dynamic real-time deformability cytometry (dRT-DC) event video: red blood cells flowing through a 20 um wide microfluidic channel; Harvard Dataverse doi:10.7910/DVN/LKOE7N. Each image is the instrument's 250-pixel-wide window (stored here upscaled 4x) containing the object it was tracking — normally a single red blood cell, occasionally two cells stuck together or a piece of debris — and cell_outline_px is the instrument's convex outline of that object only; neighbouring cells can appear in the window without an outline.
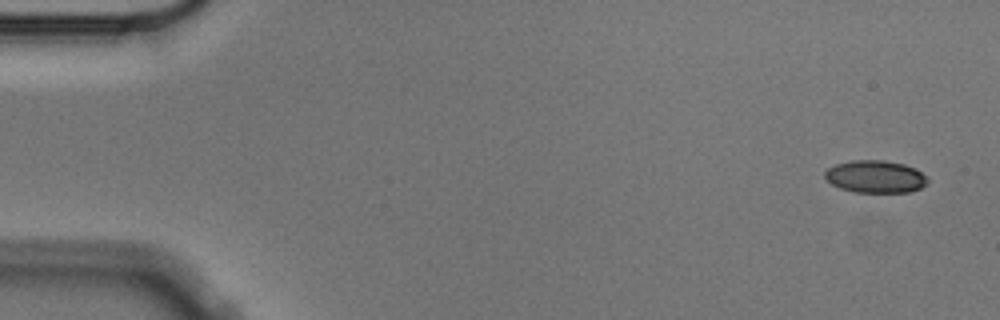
{"species": "Egyptian fruit bat (a non-hibernating species)", "species_latin": "Rousettus aegyptiacus", "temperature_condition": "cold", "stored_images_in_passage": 5, "camera_frame_rate_fps": 3000, "um_per_image_px": 0.085, "animal": {"sex": "male"}, "frame": {"image": 1, "passage_image": 1, "time_ms": 0.0, "image_size_px": [1000, 320], "cell_outline_px": [[928, 184], [920, 188], [908, 192], [856, 192], [840, 188], [832, 184], [824, 176], [824, 172], [828, 168], [836, 164], [852, 160], [884, 160], [904, 164], [916, 168], [928, 180]], "centroid_in_image_um": [74.41, 15.01], "position_along_channel_um": 10.6, "area_um2": 19.36}}
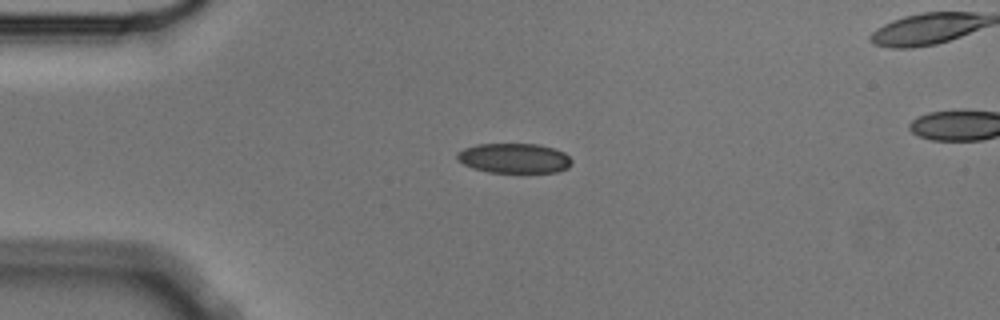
{"frame": {"image": 2, "passage_image": 4, "time_ms": 1.0, "image_size_px": [1000, 320], "cell_outline_px": [[572, 164], [568, 168], [556, 172], [488, 172], [472, 168], [456, 160], [456, 152], [464, 148], [476, 144], [536, 144], [556, 148], [564, 152], [572, 160]], "centroid_in_image_um": [43.69, 13.44], "position_along_channel_um": 41.3, "area_um2": 20.11}}